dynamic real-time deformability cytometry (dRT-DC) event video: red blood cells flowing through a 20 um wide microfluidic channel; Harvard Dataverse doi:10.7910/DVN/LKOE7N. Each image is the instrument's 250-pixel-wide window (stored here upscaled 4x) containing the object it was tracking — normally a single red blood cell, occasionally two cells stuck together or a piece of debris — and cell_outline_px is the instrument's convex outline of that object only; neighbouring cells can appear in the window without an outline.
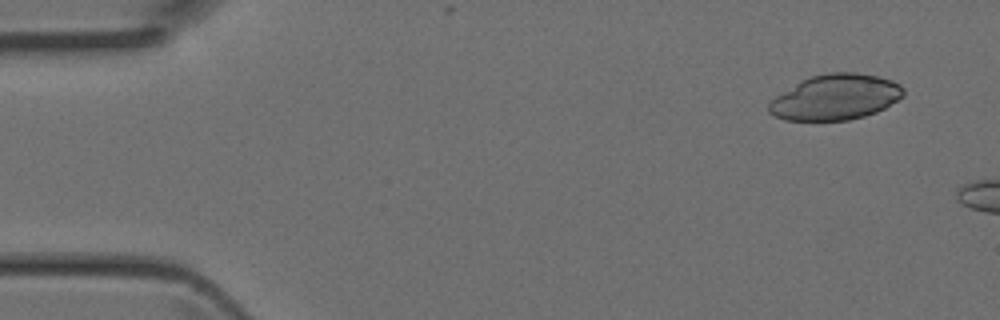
{"species": "Egyptian fruit bat (a non-hibernating species)", "species_latin": "Rousettus aegyptiacus", "temperature_condition": "room temperature", "stored_images_in_passage": 7, "segment_of_instrument_passage": [1, 2], "camera_frame_rate_fps": 3000, "um_per_image_px": 0.085, "animal": {"sex": "female"}, "frame": {"image": 1, "passage_image": 1, "time_ms": 0.0, "image_size_px": [1000, 320], "cell_outline_px": [[904, 96], [884, 108], [876, 112], [864, 116], [848, 120], [784, 120], [768, 112], [768, 104], [776, 96], [800, 80], [812, 76], [828, 72], [852, 72], [876, 76], [892, 80], [900, 84], [904, 88]], "centroid_in_image_um": [71.02, 8.25], "position_along_channel_um": 14.0, "area_um2": 35.6}}